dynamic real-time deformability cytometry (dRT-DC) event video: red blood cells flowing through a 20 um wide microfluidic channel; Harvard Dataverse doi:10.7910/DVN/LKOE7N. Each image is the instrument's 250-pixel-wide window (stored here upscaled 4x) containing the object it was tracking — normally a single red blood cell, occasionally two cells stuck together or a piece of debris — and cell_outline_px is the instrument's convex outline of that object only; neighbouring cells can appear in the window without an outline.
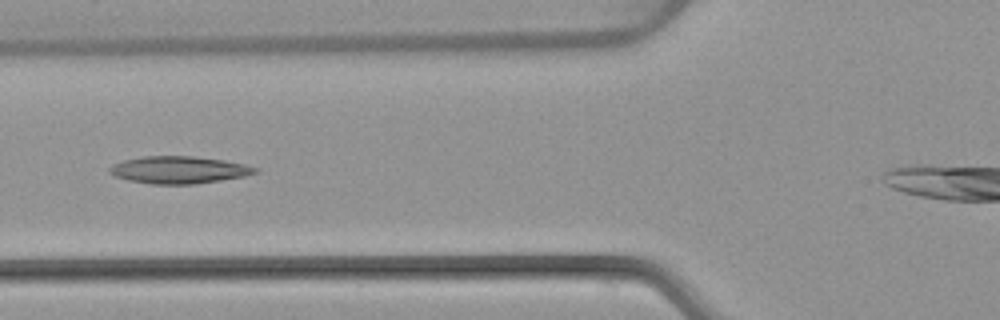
{"species": "common noctule bat (a hibernating species)", "species_latin": "Nyctalus noctula", "temperature_condition": "warm", "stored_images_in_passage": 4, "camera_frame_rate_fps": 3000, "um_per_image_px": 0.085, "animal": {"sex": "female", "body_mass_g": 22.7, "forearm_length_mm": 54.2}, "frame": {"image": 1, "passage_image": 4, "time_ms": 3.667, "image_size_px": [1000, 320], "cell_outline_px": [[260, 172], [244, 176], [196, 184], [152, 184], [128, 180], [116, 176], [108, 172], [108, 168], [112, 164], [124, 160], [144, 156], [192, 156], [224, 160], [244, 164], [260, 168]], "centroid_in_image_um": [15.22, 14.44], "position_along_channel_um": 110.6, "area_um2": 23.18}}